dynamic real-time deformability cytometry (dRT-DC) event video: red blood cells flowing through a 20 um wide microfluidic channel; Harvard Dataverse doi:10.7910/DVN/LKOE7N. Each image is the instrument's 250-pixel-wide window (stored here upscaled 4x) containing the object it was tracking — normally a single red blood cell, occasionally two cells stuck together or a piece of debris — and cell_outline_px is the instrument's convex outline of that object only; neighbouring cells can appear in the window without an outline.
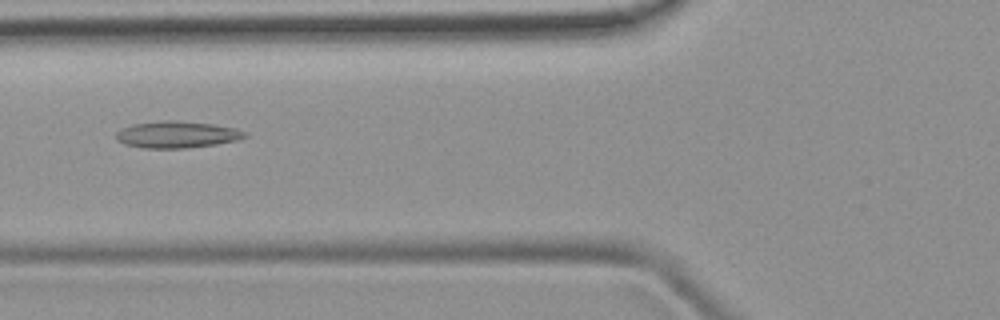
{"species": "common noctule bat (a hibernating species)", "species_latin": "Nyctalus noctula", "temperature_condition": "room temperature", "stored_images_in_passage": 5, "camera_frame_rate_fps": 3000, "um_per_image_px": 0.085, "animal": {"sex": "female", "body_mass_g": 19.9}, "frame": {"image": 1, "passage_image": 5, "time_ms": 4.667, "image_size_px": [1000, 320], "cell_outline_px": [[248, 136], [236, 140], [216, 144], [188, 148], [144, 148], [124, 144], [116, 140], [116, 132], [132, 124], [164, 120], [176, 120], [212, 124], [236, 128], [248, 132]], "centroid_in_image_um": [15.05, 11.44], "position_along_channel_um": 110.7, "area_um2": 20.11}}